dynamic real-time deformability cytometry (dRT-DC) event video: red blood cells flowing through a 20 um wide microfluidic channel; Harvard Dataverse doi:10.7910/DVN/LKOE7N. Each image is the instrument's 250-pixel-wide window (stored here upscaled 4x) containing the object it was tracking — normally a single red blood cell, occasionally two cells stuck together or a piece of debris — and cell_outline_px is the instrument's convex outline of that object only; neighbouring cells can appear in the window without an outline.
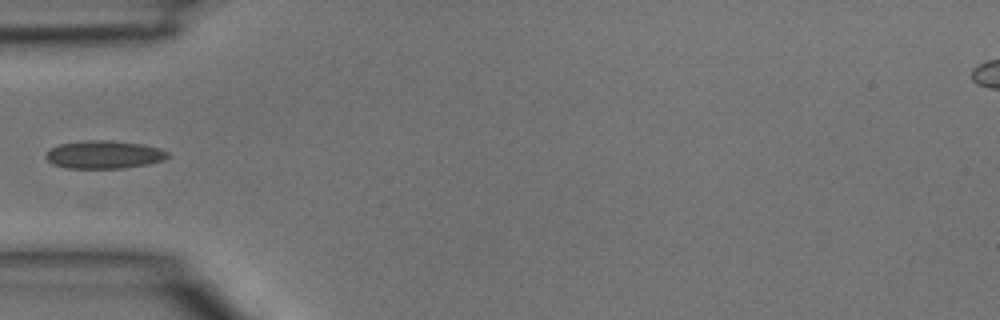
{"species": "common noctule bat (a hibernating species)", "species_latin": "Nyctalus noctula", "temperature_condition": "room temperature", "stored_images_in_passage": 5, "camera_frame_rate_fps": 3000, "um_per_image_px": 0.085, "animal": {"sex": "male", "body_mass_g": 15.6}, "frame": {"image": 1, "passage_image": 5, "time_ms": 1.333, "image_size_px": [1000, 320], "cell_outline_px": [[168, 156], [164, 160], [148, 164], [124, 168], [64, 168], [52, 164], [44, 156], [52, 148], [60, 144], [88, 140], [112, 140], [140, 144], [160, 148], [168, 152]], "centroid_in_image_um": [8.84, 13.15], "position_along_channel_um": 76.2, "area_um2": 19.83}}